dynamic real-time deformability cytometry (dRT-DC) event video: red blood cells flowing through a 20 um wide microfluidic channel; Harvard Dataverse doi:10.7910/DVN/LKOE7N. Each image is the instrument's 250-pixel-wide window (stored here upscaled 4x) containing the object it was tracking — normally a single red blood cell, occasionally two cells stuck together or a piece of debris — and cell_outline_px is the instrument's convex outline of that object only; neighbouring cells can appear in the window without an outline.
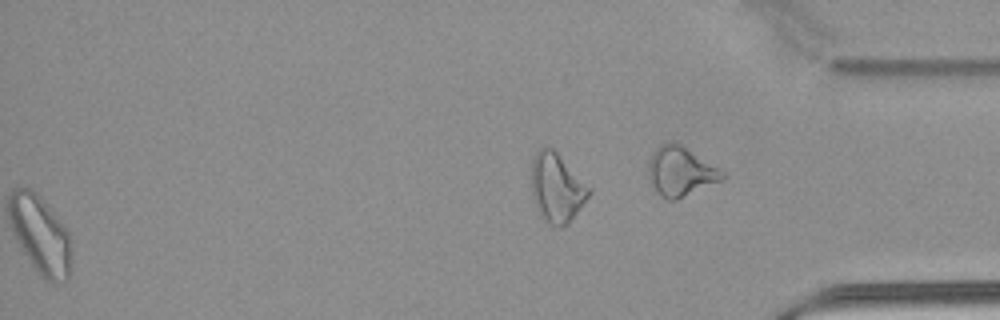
{"species": "common noctule bat (a hibernating species)", "species_latin": "Nyctalus noctula", "temperature_condition": "warm", "stored_images_in_passage": 54, "segment_of_instrument_passage": [2, 2], "camera_frame_rate_fps": 3000, "um_per_image_px": 0.085, "animal": {"sex": "male", "body_mass_g": 21.5, "forearm_length_mm": 52.0}, "frame": {"image": 1, "passage_image": 54, "time_ms": 17.667, "image_size_px": [1000, 320], "cell_outline_px": [[592, 192], [568, 224], [560, 228], [548, 224], [540, 216], [536, 208], [532, 196], [532, 156], [540, 148], [552, 148], [592, 188]], "centroid_in_image_um": [47.33, 15.99], "position_along_channel_um": 387.9, "area_um2": 23.24}}